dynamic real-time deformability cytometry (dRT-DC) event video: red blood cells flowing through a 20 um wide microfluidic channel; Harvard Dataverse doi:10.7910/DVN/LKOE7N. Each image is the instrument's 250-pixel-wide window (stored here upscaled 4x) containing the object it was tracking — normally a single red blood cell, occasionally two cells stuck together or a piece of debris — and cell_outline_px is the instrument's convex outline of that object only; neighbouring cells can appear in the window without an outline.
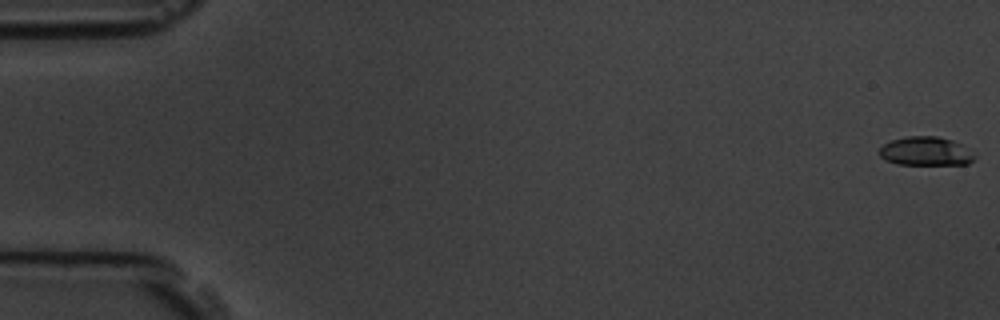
{"species": "common noctule bat (a hibernating species)", "species_latin": "Nyctalus noctula", "temperature_condition": "room temperature", "stored_images_in_passage": 11, "camera_frame_rate_fps": 3000, "um_per_image_px": 0.085, "animal": {"sex": "male", "body_mass_g": 19.5, "forearm_length_mm": 54.6}, "frame": {"image": 1, "passage_image": 1, "time_ms": 0.0, "image_size_px": [1000, 320], "cell_outline_px": [[976, 156], [968, 164], [896, 164], [884, 160], [880, 156], [880, 148], [884, 144], [892, 140], [908, 136], [936, 136], [952, 140], [960, 144]], "centroid_in_image_um": [78.65, 12.86], "position_along_channel_um": 6.3, "area_um2": 15.78}}
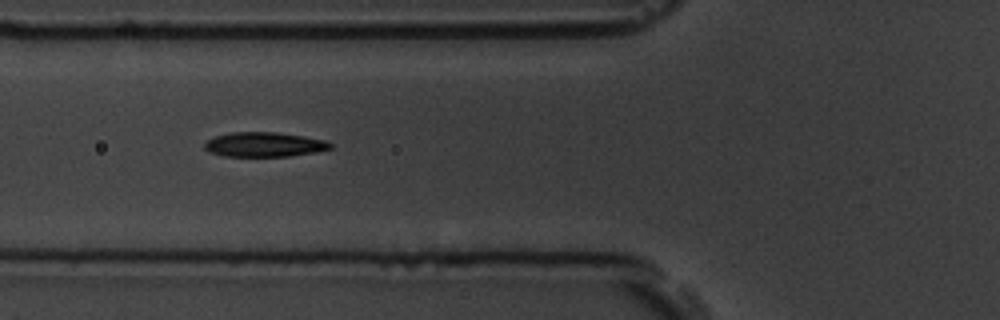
{"frame": {"image": 2, "passage_image": 6, "time_ms": 6.667, "image_size_px": [1000, 320], "cell_outline_px": [[332, 148], [316, 152], [288, 156], [224, 156], [208, 152], [204, 148], [204, 144], [208, 140], [216, 136], [228, 132], [276, 132], [304, 136], [328, 140], [332, 144]], "centroid_in_image_um": [22.47, 12.28], "position_along_channel_um": 103.3, "area_um2": 18.15}}
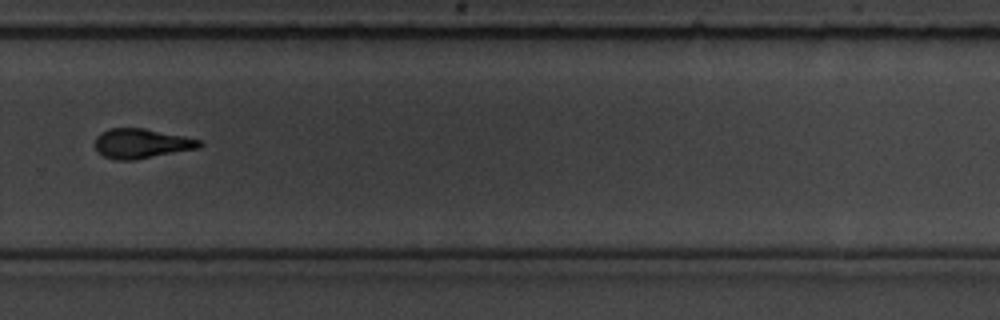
{"frame": {"image": 3, "passage_image": 11, "time_ms": 12.333, "image_size_px": [1000, 320], "cell_outline_px": [[204, 144], [200, 148], [136, 160], [116, 160], [104, 156], [96, 148], [96, 136], [100, 132], [108, 128], [144, 128], [184, 136], [200, 140]], "centroid_in_image_um": [12.05, 12.2], "position_along_channel_um": 317.8, "area_um2": 18.15}}